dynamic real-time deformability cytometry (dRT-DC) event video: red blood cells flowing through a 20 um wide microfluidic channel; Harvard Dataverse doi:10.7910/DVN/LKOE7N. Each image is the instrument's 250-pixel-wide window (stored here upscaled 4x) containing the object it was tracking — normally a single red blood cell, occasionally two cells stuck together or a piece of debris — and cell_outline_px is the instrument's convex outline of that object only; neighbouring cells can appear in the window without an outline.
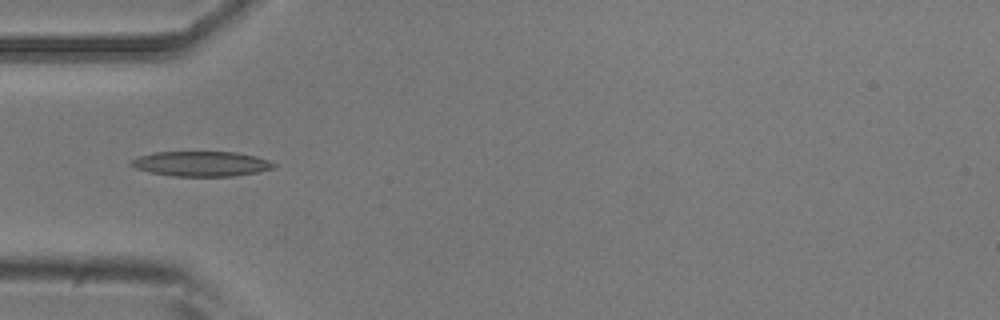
{"species": "common noctule bat (a hibernating species)", "species_latin": "Nyctalus noctula", "temperature_condition": "room temperature", "stored_images_in_passage": 5, "camera_frame_rate_fps": 3000, "um_per_image_px": 0.085, "animal": {"sex": "male", "body_mass_g": 20.5, "forearm_length_mm": 52.5}, "frame": {"image": 1, "passage_image": 2, "time_ms": 0.333, "image_size_px": [1000, 320], "cell_outline_px": [[276, 168], [256, 172], [232, 176], [172, 176], [148, 172], [136, 168], [128, 164], [128, 160], [140, 156], [156, 152], [236, 152], [256, 156], [268, 160], [276, 164]], "centroid_in_image_um": [17.08, 13.92], "position_along_channel_um": 67.9, "area_um2": 20.87}}
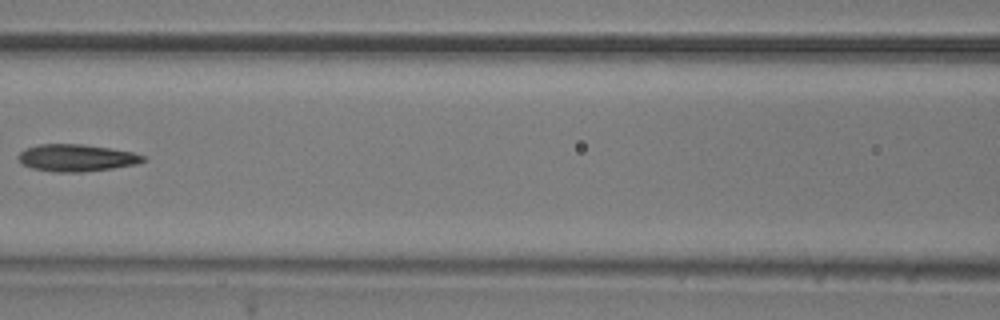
{"frame": {"image": 2, "passage_image": 4, "time_ms": 1.0, "image_size_px": [1000, 320], "cell_outline_px": [[144, 160], [136, 164], [112, 168], [80, 172], [52, 172], [32, 168], [24, 164], [16, 156], [20, 152], [28, 148], [40, 144], [84, 144], [132, 152], [144, 156]], "centroid_in_image_um": [6.47, 13.42], "position_along_channel_um": 160.1, "area_um2": 19.42}}
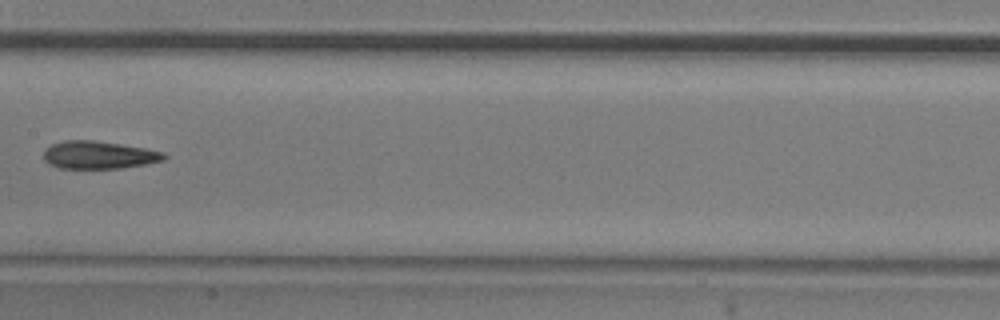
{"frame": {"image": 3, "passage_image": 5, "time_ms": 1.333, "image_size_px": [1000, 320], "cell_outline_px": [[168, 156], [164, 160], [144, 164], [120, 168], [60, 168], [48, 164], [44, 160], [44, 152], [52, 144], [64, 140], [92, 140], [120, 144], [144, 148], [164, 152]], "centroid_in_image_um": [8.39, 13.17], "position_along_channel_um": 199.0, "area_um2": 19.31}}